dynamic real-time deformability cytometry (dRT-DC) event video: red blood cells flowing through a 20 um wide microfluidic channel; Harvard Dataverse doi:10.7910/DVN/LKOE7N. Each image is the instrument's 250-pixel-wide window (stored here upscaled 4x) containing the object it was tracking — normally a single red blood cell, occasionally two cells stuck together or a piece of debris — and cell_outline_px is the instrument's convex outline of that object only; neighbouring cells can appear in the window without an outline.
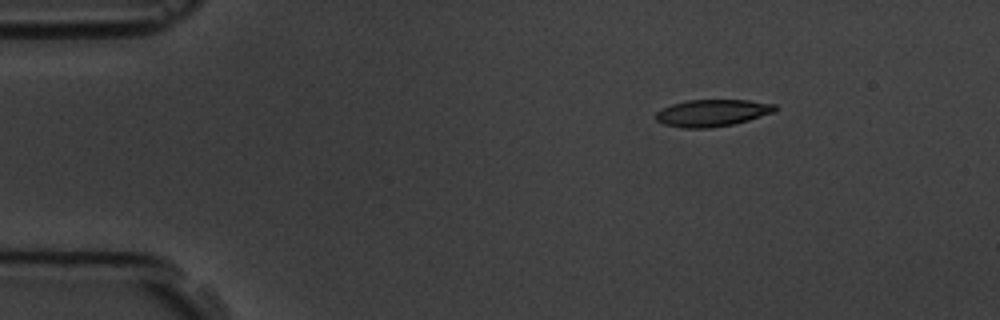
{"species": "common noctule bat (a hibernating species)", "species_latin": "Nyctalus noctula", "temperature_condition": "room temperature", "stored_images_in_passage": 3, "camera_frame_rate_fps": 3000, "um_per_image_px": 0.085, "animal": {"sex": "male", "body_mass_g": 19.5, "forearm_length_mm": 54.6}, "frame": {"image": 1, "passage_image": 1, "time_ms": 0.0, "image_size_px": [1000, 320], "cell_outline_px": [[776, 112], [736, 124], [708, 128], [680, 128], [664, 124], [656, 120], [652, 116], [660, 108], [672, 104], [688, 100], [748, 100], [776, 104]], "centroid_in_image_um": [60.52, 9.6], "position_along_channel_um": 24.5, "area_um2": 19.07}}